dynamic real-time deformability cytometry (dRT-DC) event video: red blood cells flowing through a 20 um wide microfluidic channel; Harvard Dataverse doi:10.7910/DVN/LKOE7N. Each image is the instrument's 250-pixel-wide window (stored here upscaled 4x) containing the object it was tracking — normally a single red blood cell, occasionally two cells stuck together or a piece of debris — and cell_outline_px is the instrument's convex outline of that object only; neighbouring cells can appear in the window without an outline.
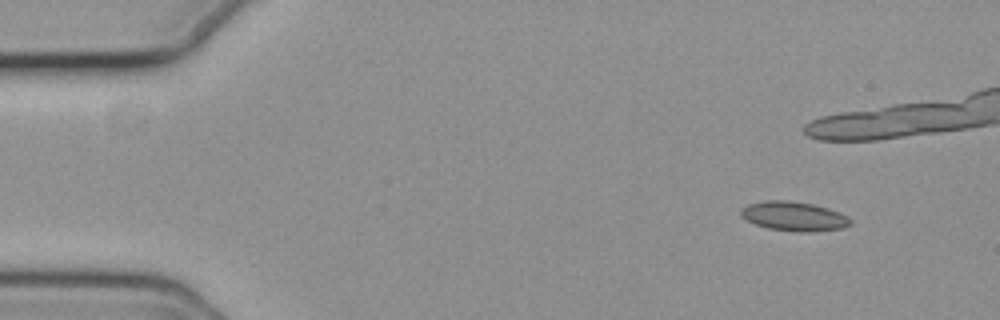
{"species": "common noctule bat (a hibernating species)", "species_latin": "Nyctalus noctula", "temperature_condition": "cold", "stored_images_in_passage": 46, "camera_frame_rate_fps": 3000, "um_per_image_px": 0.085, "animal": {"sex": "female", "body_mass_g": 19.3, "forearm_length_mm": 54.1}, "frame": {"image": 1, "passage_image": 1, "time_ms": 0.0, "image_size_px": [1000, 320], "cell_outline_px": [[852, 224], [844, 228], [812, 232], [800, 232], [768, 228], [756, 224], [740, 216], [740, 208], [748, 204], [764, 200], [788, 200], [812, 204], [828, 208], [848, 216], [852, 220]], "centroid_in_image_um": [67.5, 18.38], "position_along_channel_um": 17.5, "area_um2": 18.84}}
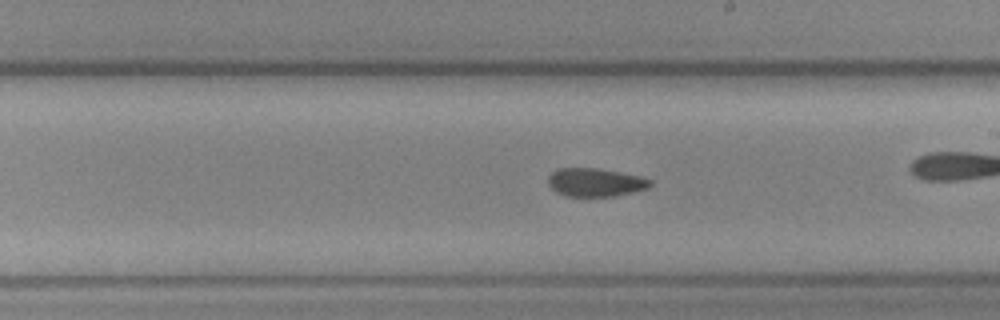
{"frame": {"image": 2, "passage_image": 27, "time_ms": 8.667, "image_size_px": [1000, 320], "cell_outline_px": [[652, 184], [648, 188], [616, 196], [564, 196], [556, 192], [548, 184], [548, 176], [556, 168], [596, 168], [620, 172], [640, 176], [652, 180]], "centroid_in_image_um": [50.59, 15.5], "position_along_channel_um": 238.4, "area_um2": 16.94}}
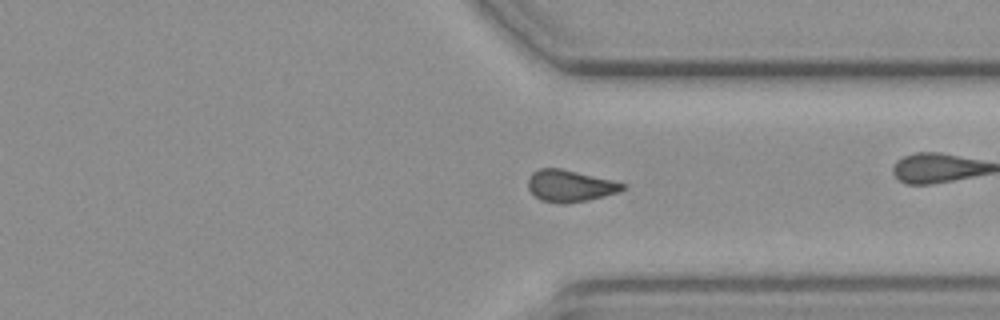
{"frame": {"image": 3, "passage_image": 37, "time_ms": 12.0, "image_size_px": [1000, 320], "cell_outline_px": [[628, 188], [620, 192], [588, 200], [564, 204], [560, 204], [540, 200], [528, 188], [528, 176], [532, 172], [540, 168], [560, 168], [612, 180], [628, 184]], "centroid_in_image_um": [48.48, 15.8], "position_along_channel_um": 362.9, "area_um2": 17.69}}